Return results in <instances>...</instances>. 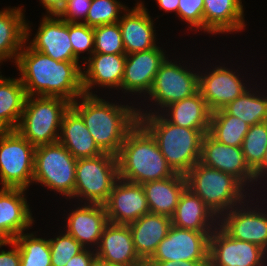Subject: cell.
<instances>
[{
  "mask_svg": "<svg viewBox=\"0 0 267 266\" xmlns=\"http://www.w3.org/2000/svg\"><path fill=\"white\" fill-rule=\"evenodd\" d=\"M16 64L27 96L60 97L73 103L84 94L78 62L57 61L27 46Z\"/></svg>",
  "mask_w": 267,
  "mask_h": 266,
  "instance_id": "6da1fadb",
  "label": "cell"
},
{
  "mask_svg": "<svg viewBox=\"0 0 267 266\" xmlns=\"http://www.w3.org/2000/svg\"><path fill=\"white\" fill-rule=\"evenodd\" d=\"M98 95L82 94L71 107L82 117L91 136L104 153L117 156L128 132L139 122L138 109L111 104Z\"/></svg>",
  "mask_w": 267,
  "mask_h": 266,
  "instance_id": "7a4b0ae2",
  "label": "cell"
},
{
  "mask_svg": "<svg viewBox=\"0 0 267 266\" xmlns=\"http://www.w3.org/2000/svg\"><path fill=\"white\" fill-rule=\"evenodd\" d=\"M117 160L119 178L141 185L176 174L160 152L154 137L140 122L126 135Z\"/></svg>",
  "mask_w": 267,
  "mask_h": 266,
  "instance_id": "3957f363",
  "label": "cell"
},
{
  "mask_svg": "<svg viewBox=\"0 0 267 266\" xmlns=\"http://www.w3.org/2000/svg\"><path fill=\"white\" fill-rule=\"evenodd\" d=\"M156 114L142 113L138 109L139 122L154 137L172 170L185 175L200 160L204 134L200 130L169 122L165 118L167 115Z\"/></svg>",
  "mask_w": 267,
  "mask_h": 266,
  "instance_id": "277c9868",
  "label": "cell"
},
{
  "mask_svg": "<svg viewBox=\"0 0 267 266\" xmlns=\"http://www.w3.org/2000/svg\"><path fill=\"white\" fill-rule=\"evenodd\" d=\"M187 188L219 218L234 206L243 207L244 186L232 175L198 162L186 174ZM245 196V197H244Z\"/></svg>",
  "mask_w": 267,
  "mask_h": 266,
  "instance_id": "5b68a950",
  "label": "cell"
},
{
  "mask_svg": "<svg viewBox=\"0 0 267 266\" xmlns=\"http://www.w3.org/2000/svg\"><path fill=\"white\" fill-rule=\"evenodd\" d=\"M70 106L60 97L27 96L16 130L34 147L58 142L62 118Z\"/></svg>",
  "mask_w": 267,
  "mask_h": 266,
  "instance_id": "8992f818",
  "label": "cell"
},
{
  "mask_svg": "<svg viewBox=\"0 0 267 266\" xmlns=\"http://www.w3.org/2000/svg\"><path fill=\"white\" fill-rule=\"evenodd\" d=\"M77 159L58 141L35 147L33 182L74 197Z\"/></svg>",
  "mask_w": 267,
  "mask_h": 266,
  "instance_id": "52a82bcc",
  "label": "cell"
},
{
  "mask_svg": "<svg viewBox=\"0 0 267 266\" xmlns=\"http://www.w3.org/2000/svg\"><path fill=\"white\" fill-rule=\"evenodd\" d=\"M119 178L117 156L110 153L77 159L74 197L89 204H104Z\"/></svg>",
  "mask_w": 267,
  "mask_h": 266,
  "instance_id": "ba28073f",
  "label": "cell"
},
{
  "mask_svg": "<svg viewBox=\"0 0 267 266\" xmlns=\"http://www.w3.org/2000/svg\"><path fill=\"white\" fill-rule=\"evenodd\" d=\"M35 147L17 130L0 138L1 186L26 189L33 183Z\"/></svg>",
  "mask_w": 267,
  "mask_h": 266,
  "instance_id": "9c48e42d",
  "label": "cell"
},
{
  "mask_svg": "<svg viewBox=\"0 0 267 266\" xmlns=\"http://www.w3.org/2000/svg\"><path fill=\"white\" fill-rule=\"evenodd\" d=\"M213 231H193L171 226L147 262L209 261V238Z\"/></svg>",
  "mask_w": 267,
  "mask_h": 266,
  "instance_id": "30bf717a",
  "label": "cell"
},
{
  "mask_svg": "<svg viewBox=\"0 0 267 266\" xmlns=\"http://www.w3.org/2000/svg\"><path fill=\"white\" fill-rule=\"evenodd\" d=\"M209 238L208 266H266V251L259 246L230 237L214 225ZM264 259V260H263Z\"/></svg>",
  "mask_w": 267,
  "mask_h": 266,
  "instance_id": "8fae6325",
  "label": "cell"
},
{
  "mask_svg": "<svg viewBox=\"0 0 267 266\" xmlns=\"http://www.w3.org/2000/svg\"><path fill=\"white\" fill-rule=\"evenodd\" d=\"M167 59L161 64L148 93L150 99L157 102L162 109L171 103L193 96L198 92L199 86V74H194Z\"/></svg>",
  "mask_w": 267,
  "mask_h": 266,
  "instance_id": "7c38bea8",
  "label": "cell"
},
{
  "mask_svg": "<svg viewBox=\"0 0 267 266\" xmlns=\"http://www.w3.org/2000/svg\"><path fill=\"white\" fill-rule=\"evenodd\" d=\"M108 222L130 224L150 212L141 184L118 178L103 204Z\"/></svg>",
  "mask_w": 267,
  "mask_h": 266,
  "instance_id": "4fadbf2b",
  "label": "cell"
},
{
  "mask_svg": "<svg viewBox=\"0 0 267 266\" xmlns=\"http://www.w3.org/2000/svg\"><path fill=\"white\" fill-rule=\"evenodd\" d=\"M199 162L234 176L244 187L247 183L256 181L254 172L244 159L242 148L225 145L209 133L203 136Z\"/></svg>",
  "mask_w": 267,
  "mask_h": 266,
  "instance_id": "5bb4252c",
  "label": "cell"
},
{
  "mask_svg": "<svg viewBox=\"0 0 267 266\" xmlns=\"http://www.w3.org/2000/svg\"><path fill=\"white\" fill-rule=\"evenodd\" d=\"M98 249L97 260L113 266H145L138 256L128 224L108 222L103 229Z\"/></svg>",
  "mask_w": 267,
  "mask_h": 266,
  "instance_id": "9a60e30c",
  "label": "cell"
},
{
  "mask_svg": "<svg viewBox=\"0 0 267 266\" xmlns=\"http://www.w3.org/2000/svg\"><path fill=\"white\" fill-rule=\"evenodd\" d=\"M243 208L240 209L237 206L227 213H223L216 223L218 224L217 226H220L230 237L251 242L267 252L266 212L263 214L254 209L249 210V207H246L248 210L245 207Z\"/></svg>",
  "mask_w": 267,
  "mask_h": 266,
  "instance_id": "2e32d148",
  "label": "cell"
},
{
  "mask_svg": "<svg viewBox=\"0 0 267 266\" xmlns=\"http://www.w3.org/2000/svg\"><path fill=\"white\" fill-rule=\"evenodd\" d=\"M166 55L160 47L126 54L121 89L125 92L149 93Z\"/></svg>",
  "mask_w": 267,
  "mask_h": 266,
  "instance_id": "e0dca14e",
  "label": "cell"
},
{
  "mask_svg": "<svg viewBox=\"0 0 267 266\" xmlns=\"http://www.w3.org/2000/svg\"><path fill=\"white\" fill-rule=\"evenodd\" d=\"M26 189H0V241H13L32 226L33 218L24 197Z\"/></svg>",
  "mask_w": 267,
  "mask_h": 266,
  "instance_id": "ac0fdd59",
  "label": "cell"
},
{
  "mask_svg": "<svg viewBox=\"0 0 267 266\" xmlns=\"http://www.w3.org/2000/svg\"><path fill=\"white\" fill-rule=\"evenodd\" d=\"M242 80L226 67H217L208 75H199L198 91L204 98L208 109L213 112L241 96L247 87Z\"/></svg>",
  "mask_w": 267,
  "mask_h": 266,
  "instance_id": "d6986e66",
  "label": "cell"
},
{
  "mask_svg": "<svg viewBox=\"0 0 267 266\" xmlns=\"http://www.w3.org/2000/svg\"><path fill=\"white\" fill-rule=\"evenodd\" d=\"M46 15L29 46L57 61L78 62L68 33V22L58 15Z\"/></svg>",
  "mask_w": 267,
  "mask_h": 266,
  "instance_id": "ffe728a7",
  "label": "cell"
},
{
  "mask_svg": "<svg viewBox=\"0 0 267 266\" xmlns=\"http://www.w3.org/2000/svg\"><path fill=\"white\" fill-rule=\"evenodd\" d=\"M143 3H137L131 11L123 14L118 21L125 53L130 54L155 48L153 20Z\"/></svg>",
  "mask_w": 267,
  "mask_h": 266,
  "instance_id": "44dd1931",
  "label": "cell"
},
{
  "mask_svg": "<svg viewBox=\"0 0 267 266\" xmlns=\"http://www.w3.org/2000/svg\"><path fill=\"white\" fill-rule=\"evenodd\" d=\"M87 71H82L84 94L93 95L90 90L96 84L102 87L121 89L126 62V54L93 53L89 57Z\"/></svg>",
  "mask_w": 267,
  "mask_h": 266,
  "instance_id": "7402d4cb",
  "label": "cell"
},
{
  "mask_svg": "<svg viewBox=\"0 0 267 266\" xmlns=\"http://www.w3.org/2000/svg\"><path fill=\"white\" fill-rule=\"evenodd\" d=\"M84 204L85 206L74 209L67 217L66 233L87 248L91 243L98 245L108 218L104 205Z\"/></svg>",
  "mask_w": 267,
  "mask_h": 266,
  "instance_id": "603a6c76",
  "label": "cell"
},
{
  "mask_svg": "<svg viewBox=\"0 0 267 266\" xmlns=\"http://www.w3.org/2000/svg\"><path fill=\"white\" fill-rule=\"evenodd\" d=\"M128 225L136 252L146 263L168 235L172 222L169 216L149 212Z\"/></svg>",
  "mask_w": 267,
  "mask_h": 266,
  "instance_id": "cb8c5ba5",
  "label": "cell"
},
{
  "mask_svg": "<svg viewBox=\"0 0 267 266\" xmlns=\"http://www.w3.org/2000/svg\"><path fill=\"white\" fill-rule=\"evenodd\" d=\"M59 142L76 158L103 154L87 129L82 117L70 106L61 122Z\"/></svg>",
  "mask_w": 267,
  "mask_h": 266,
  "instance_id": "d4e9b609",
  "label": "cell"
},
{
  "mask_svg": "<svg viewBox=\"0 0 267 266\" xmlns=\"http://www.w3.org/2000/svg\"><path fill=\"white\" fill-rule=\"evenodd\" d=\"M241 0H204L203 30L207 33L240 31L245 27Z\"/></svg>",
  "mask_w": 267,
  "mask_h": 266,
  "instance_id": "484cf974",
  "label": "cell"
},
{
  "mask_svg": "<svg viewBox=\"0 0 267 266\" xmlns=\"http://www.w3.org/2000/svg\"><path fill=\"white\" fill-rule=\"evenodd\" d=\"M22 11L21 7L0 10V63L8 58L16 63L19 52L28 41L30 26Z\"/></svg>",
  "mask_w": 267,
  "mask_h": 266,
  "instance_id": "4316f807",
  "label": "cell"
},
{
  "mask_svg": "<svg viewBox=\"0 0 267 266\" xmlns=\"http://www.w3.org/2000/svg\"><path fill=\"white\" fill-rule=\"evenodd\" d=\"M142 186L150 213L171 217L187 183L185 175L176 173L166 179L145 182Z\"/></svg>",
  "mask_w": 267,
  "mask_h": 266,
  "instance_id": "83f0119b",
  "label": "cell"
},
{
  "mask_svg": "<svg viewBox=\"0 0 267 266\" xmlns=\"http://www.w3.org/2000/svg\"><path fill=\"white\" fill-rule=\"evenodd\" d=\"M216 218L203 200L186 188L171 216V222L173 226L181 229L214 231L213 223H216Z\"/></svg>",
  "mask_w": 267,
  "mask_h": 266,
  "instance_id": "f1b7e54d",
  "label": "cell"
},
{
  "mask_svg": "<svg viewBox=\"0 0 267 266\" xmlns=\"http://www.w3.org/2000/svg\"><path fill=\"white\" fill-rule=\"evenodd\" d=\"M166 119L178 126L200 130L203 134L209 131L211 111L198 91L193 96L176 101L167 106ZM171 112H170V111Z\"/></svg>",
  "mask_w": 267,
  "mask_h": 266,
  "instance_id": "f546056e",
  "label": "cell"
},
{
  "mask_svg": "<svg viewBox=\"0 0 267 266\" xmlns=\"http://www.w3.org/2000/svg\"><path fill=\"white\" fill-rule=\"evenodd\" d=\"M27 94L20 78L0 79V123L16 130L21 120Z\"/></svg>",
  "mask_w": 267,
  "mask_h": 266,
  "instance_id": "4dcf8cb0",
  "label": "cell"
},
{
  "mask_svg": "<svg viewBox=\"0 0 267 266\" xmlns=\"http://www.w3.org/2000/svg\"><path fill=\"white\" fill-rule=\"evenodd\" d=\"M250 125L228 114L223 108L211 112L208 133L217 141L234 147H242Z\"/></svg>",
  "mask_w": 267,
  "mask_h": 266,
  "instance_id": "1f68e13d",
  "label": "cell"
},
{
  "mask_svg": "<svg viewBox=\"0 0 267 266\" xmlns=\"http://www.w3.org/2000/svg\"><path fill=\"white\" fill-rule=\"evenodd\" d=\"M246 90L241 96L228 103L223 109L240 118L250 126L267 121V97Z\"/></svg>",
  "mask_w": 267,
  "mask_h": 266,
  "instance_id": "d6a6232c",
  "label": "cell"
},
{
  "mask_svg": "<svg viewBox=\"0 0 267 266\" xmlns=\"http://www.w3.org/2000/svg\"><path fill=\"white\" fill-rule=\"evenodd\" d=\"M13 242L19 249L20 266H51L49 239L37 238L33 233L23 232Z\"/></svg>",
  "mask_w": 267,
  "mask_h": 266,
  "instance_id": "836d02e7",
  "label": "cell"
},
{
  "mask_svg": "<svg viewBox=\"0 0 267 266\" xmlns=\"http://www.w3.org/2000/svg\"><path fill=\"white\" fill-rule=\"evenodd\" d=\"M241 148L247 165L254 172L262 164L265 157L267 121L249 127Z\"/></svg>",
  "mask_w": 267,
  "mask_h": 266,
  "instance_id": "e575fe53",
  "label": "cell"
},
{
  "mask_svg": "<svg viewBox=\"0 0 267 266\" xmlns=\"http://www.w3.org/2000/svg\"><path fill=\"white\" fill-rule=\"evenodd\" d=\"M121 9L127 11V8L117 0H92L85 22L82 23L92 28L117 23L121 18L119 15Z\"/></svg>",
  "mask_w": 267,
  "mask_h": 266,
  "instance_id": "d590c367",
  "label": "cell"
},
{
  "mask_svg": "<svg viewBox=\"0 0 267 266\" xmlns=\"http://www.w3.org/2000/svg\"><path fill=\"white\" fill-rule=\"evenodd\" d=\"M93 31L94 53L126 54L118 22L95 27Z\"/></svg>",
  "mask_w": 267,
  "mask_h": 266,
  "instance_id": "8d00e7d4",
  "label": "cell"
},
{
  "mask_svg": "<svg viewBox=\"0 0 267 266\" xmlns=\"http://www.w3.org/2000/svg\"><path fill=\"white\" fill-rule=\"evenodd\" d=\"M51 266H65L67 262L80 253L84 247L71 235L62 233L54 239H49Z\"/></svg>",
  "mask_w": 267,
  "mask_h": 266,
  "instance_id": "74e56055",
  "label": "cell"
},
{
  "mask_svg": "<svg viewBox=\"0 0 267 266\" xmlns=\"http://www.w3.org/2000/svg\"><path fill=\"white\" fill-rule=\"evenodd\" d=\"M68 33L73 46L74 56L79 60L82 52L89 51L90 56L94 53V31L93 28L82 23L68 22Z\"/></svg>",
  "mask_w": 267,
  "mask_h": 266,
  "instance_id": "f35d334b",
  "label": "cell"
},
{
  "mask_svg": "<svg viewBox=\"0 0 267 266\" xmlns=\"http://www.w3.org/2000/svg\"><path fill=\"white\" fill-rule=\"evenodd\" d=\"M204 0H180L178 17L190 24V27L203 30Z\"/></svg>",
  "mask_w": 267,
  "mask_h": 266,
  "instance_id": "ab89813d",
  "label": "cell"
},
{
  "mask_svg": "<svg viewBox=\"0 0 267 266\" xmlns=\"http://www.w3.org/2000/svg\"><path fill=\"white\" fill-rule=\"evenodd\" d=\"M92 0H67L58 16L66 22L79 23L81 17L84 22L91 7ZM78 20V21H77Z\"/></svg>",
  "mask_w": 267,
  "mask_h": 266,
  "instance_id": "60d3db41",
  "label": "cell"
},
{
  "mask_svg": "<svg viewBox=\"0 0 267 266\" xmlns=\"http://www.w3.org/2000/svg\"><path fill=\"white\" fill-rule=\"evenodd\" d=\"M84 248L80 253L74 255L65 266H92L97 260L96 254Z\"/></svg>",
  "mask_w": 267,
  "mask_h": 266,
  "instance_id": "b9f144b4",
  "label": "cell"
},
{
  "mask_svg": "<svg viewBox=\"0 0 267 266\" xmlns=\"http://www.w3.org/2000/svg\"><path fill=\"white\" fill-rule=\"evenodd\" d=\"M9 245L13 246L12 250L0 251V266H20L18 246L13 241H9Z\"/></svg>",
  "mask_w": 267,
  "mask_h": 266,
  "instance_id": "7bdbcfd3",
  "label": "cell"
},
{
  "mask_svg": "<svg viewBox=\"0 0 267 266\" xmlns=\"http://www.w3.org/2000/svg\"><path fill=\"white\" fill-rule=\"evenodd\" d=\"M209 261H181L179 263L174 261L165 262H146L145 266H208Z\"/></svg>",
  "mask_w": 267,
  "mask_h": 266,
  "instance_id": "ee69618b",
  "label": "cell"
},
{
  "mask_svg": "<svg viewBox=\"0 0 267 266\" xmlns=\"http://www.w3.org/2000/svg\"><path fill=\"white\" fill-rule=\"evenodd\" d=\"M67 0H40L49 15L55 16L64 8Z\"/></svg>",
  "mask_w": 267,
  "mask_h": 266,
  "instance_id": "f6af8a7d",
  "label": "cell"
},
{
  "mask_svg": "<svg viewBox=\"0 0 267 266\" xmlns=\"http://www.w3.org/2000/svg\"><path fill=\"white\" fill-rule=\"evenodd\" d=\"M159 4V7L166 12H174L178 13V6L180 0H156Z\"/></svg>",
  "mask_w": 267,
  "mask_h": 266,
  "instance_id": "bcb514c9",
  "label": "cell"
},
{
  "mask_svg": "<svg viewBox=\"0 0 267 266\" xmlns=\"http://www.w3.org/2000/svg\"><path fill=\"white\" fill-rule=\"evenodd\" d=\"M266 171H267V149L262 164L254 171L256 181L258 178L260 179V177H262L263 175L265 176V174H267Z\"/></svg>",
  "mask_w": 267,
  "mask_h": 266,
  "instance_id": "7dc6e473",
  "label": "cell"
},
{
  "mask_svg": "<svg viewBox=\"0 0 267 266\" xmlns=\"http://www.w3.org/2000/svg\"><path fill=\"white\" fill-rule=\"evenodd\" d=\"M8 131V129L0 123V138Z\"/></svg>",
  "mask_w": 267,
  "mask_h": 266,
  "instance_id": "c3c4849f",
  "label": "cell"
},
{
  "mask_svg": "<svg viewBox=\"0 0 267 266\" xmlns=\"http://www.w3.org/2000/svg\"><path fill=\"white\" fill-rule=\"evenodd\" d=\"M92 266H113V265H108V264H105V263H102V262L96 260Z\"/></svg>",
  "mask_w": 267,
  "mask_h": 266,
  "instance_id": "681fc988",
  "label": "cell"
},
{
  "mask_svg": "<svg viewBox=\"0 0 267 266\" xmlns=\"http://www.w3.org/2000/svg\"><path fill=\"white\" fill-rule=\"evenodd\" d=\"M9 245V241H0V247Z\"/></svg>",
  "mask_w": 267,
  "mask_h": 266,
  "instance_id": "f907efd6",
  "label": "cell"
}]
</instances>
